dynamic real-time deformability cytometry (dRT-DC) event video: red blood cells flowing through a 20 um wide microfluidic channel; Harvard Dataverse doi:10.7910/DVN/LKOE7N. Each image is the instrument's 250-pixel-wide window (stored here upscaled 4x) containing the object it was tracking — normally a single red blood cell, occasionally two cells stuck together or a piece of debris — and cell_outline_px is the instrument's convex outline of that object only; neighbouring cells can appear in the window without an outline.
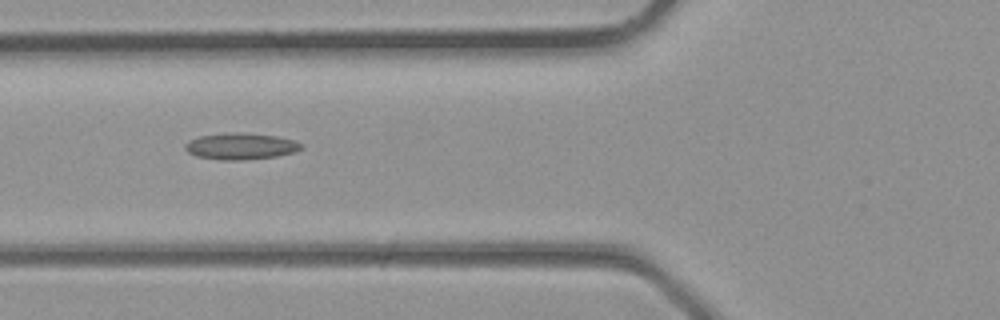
{"species": "common noctule bat (a hibernating species)", "species_latin": "Nyctalus noctula", "temperature_condition": "room temperature", "stored_images_in_passage": 3, "camera_frame_rate_fps": 3000, "um_per_image_px": 0.085, "animal": {"sex": "male", "body_mass_g": 23.1, "forearm_length_mm": 52.7}, "frame": {"image": 1, "passage_image": 3, "time_ms": 0.667, "image_size_px": [1000, 320], "cell_outline_px": [[304, 148], [296, 152], [276, 156], [240, 160], [220, 160], [196, 156], [188, 152], [184, 148], [184, 144], [188, 140], [200, 136], [224, 132], [240, 132], [276, 136], [296, 140], [304, 144]], "centroid_in_image_um": [20.48, 12.42], "position_along_channel_um": 105.3, "area_um2": 18.21}}